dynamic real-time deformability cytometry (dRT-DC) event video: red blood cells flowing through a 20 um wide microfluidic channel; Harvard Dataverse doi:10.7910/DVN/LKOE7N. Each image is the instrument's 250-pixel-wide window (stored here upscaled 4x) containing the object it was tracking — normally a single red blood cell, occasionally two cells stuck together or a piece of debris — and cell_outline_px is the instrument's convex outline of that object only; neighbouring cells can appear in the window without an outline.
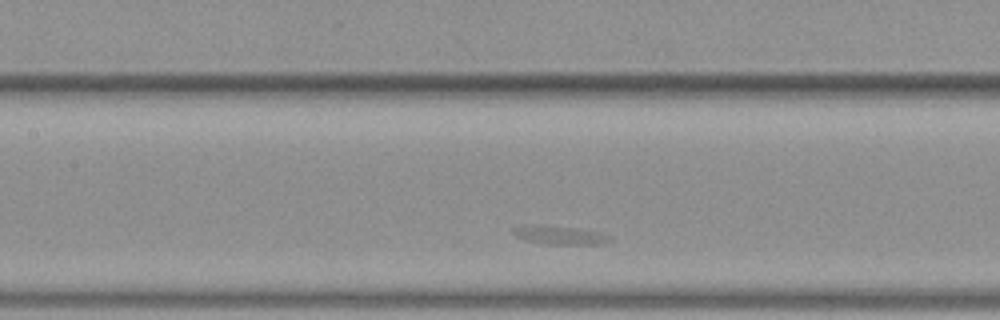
{"species": "common noctule bat (a hibernating species)", "species_latin": "Nyctalus noctula", "temperature_condition": "warm", "stored_images_in_passage": 25, "camera_frame_rate_fps": 3000, "um_per_image_px": 0.085, "animal": {"sex": "female", "body_mass_g": 19.3, "forearm_length_mm": 54.1}, "frame": {"image": 1, "passage_image": 8, "time_ms": 2.333, "image_size_px": [1000, 320], "cell_outline_px": [[612, 240], [600, 244], [548, 244], [528, 240], [516, 236], [512, 232], [512, 228], [520, 224], [544, 224], [580, 228], [600, 232], [608, 236]], "centroid_in_image_um": [47.52, 19.94], "position_along_channel_um": 159.9, "area_um2": 10.69}}
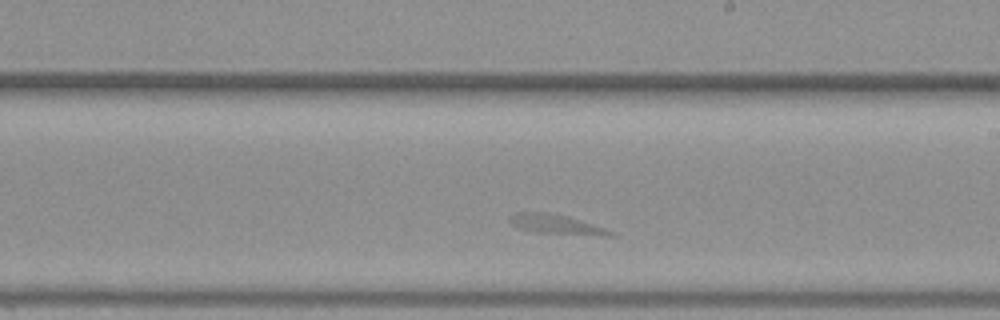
{"frame": {"image": 2, "passage_image": 15, "time_ms": 4.667, "image_size_px": [1000, 320], "cell_outline_px": [[616, 236], [608, 236], [532, 232], [520, 228], [512, 224], [508, 220], [516, 212], [548, 212], [568, 216], [616, 232]], "centroid_in_image_um": [47.3, 19.07], "position_along_channel_um": 241.7, "area_um2": 11.44}}
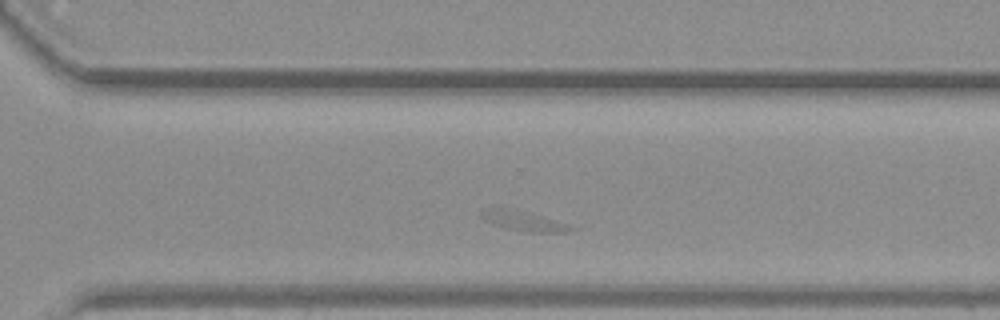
{"frame": {"image": 3, "passage_image": 22, "time_ms": 7.0, "image_size_px": [1000, 320], "cell_outline_px": [[584, 228], [568, 232], [524, 232], [492, 224], [484, 220], [480, 212], [496, 204], [500, 204], [532, 212]], "centroid_in_image_um": [44.58, 18.73], "position_along_channel_um": 326.0, "area_um2": 11.44}}